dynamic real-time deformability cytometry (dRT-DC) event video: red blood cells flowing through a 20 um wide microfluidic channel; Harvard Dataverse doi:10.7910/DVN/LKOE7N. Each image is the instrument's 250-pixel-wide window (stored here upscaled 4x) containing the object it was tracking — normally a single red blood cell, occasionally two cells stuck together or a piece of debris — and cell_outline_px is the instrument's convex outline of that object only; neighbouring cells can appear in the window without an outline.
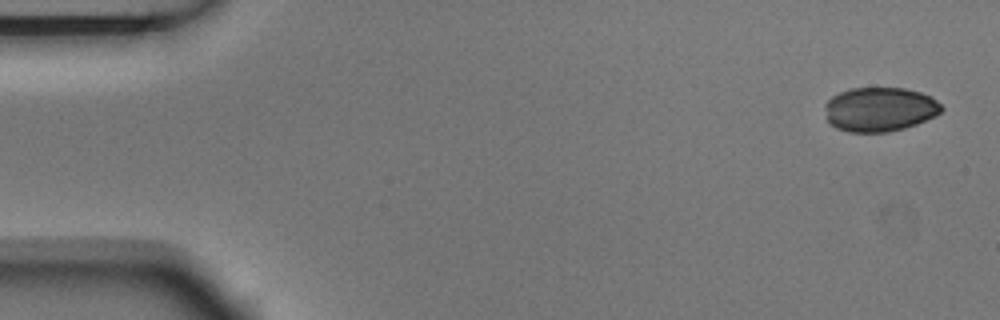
{"species": "Egyptian fruit bat (a non-hibernating species)", "species_latin": "Rousettus aegyptiacus", "temperature_condition": "room temperature", "stored_images_in_passage": 3, "camera_frame_rate_fps": 3000, "um_per_image_px": 0.085, "animal": {"sex": "male"}, "frame": {"image": 1, "passage_image": 1, "time_ms": 0.0, "image_size_px": [1000, 320], "cell_outline_px": [[944, 108], [936, 116], [916, 124], [904, 128], [888, 132], [848, 132], [836, 128], [828, 120], [824, 104], [832, 96], [840, 92], [852, 88], [904, 88], [920, 92], [932, 96]], "centroid_in_image_um": [74.79, 9.29], "position_along_channel_um": 10.2, "area_um2": 30.11}}